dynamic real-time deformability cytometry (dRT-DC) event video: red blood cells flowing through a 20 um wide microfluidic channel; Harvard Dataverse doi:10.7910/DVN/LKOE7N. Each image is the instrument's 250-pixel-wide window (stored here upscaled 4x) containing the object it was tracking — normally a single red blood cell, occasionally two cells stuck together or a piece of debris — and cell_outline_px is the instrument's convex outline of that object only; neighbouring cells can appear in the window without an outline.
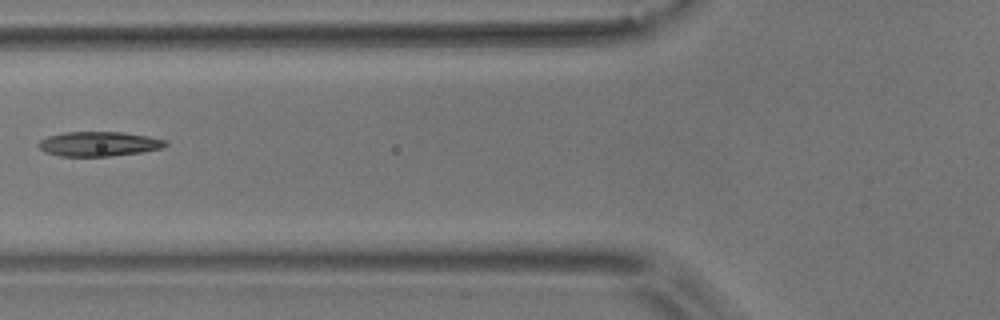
{"species": "common noctule bat (a hibernating species)", "species_latin": "Nyctalus noctula", "temperature_condition": "room temperature", "stored_images_in_passage": 5, "camera_frame_rate_fps": 3000, "um_per_image_px": 0.085, "animal": {"sex": "male", "body_mass_g": 17.9}, "frame": {"image": 1, "passage_image": 4, "time_ms": 3.667, "image_size_px": [1000, 320], "cell_outline_px": [[168, 144], [164, 148], [144, 152], [112, 156], [60, 156], [44, 152], [36, 144], [40, 140], [48, 136], [64, 132], [124, 132], [148, 136], [164, 140]], "centroid_in_image_um": [8.4, 12.23], "position_along_channel_um": 117.4, "area_um2": 18.38}}
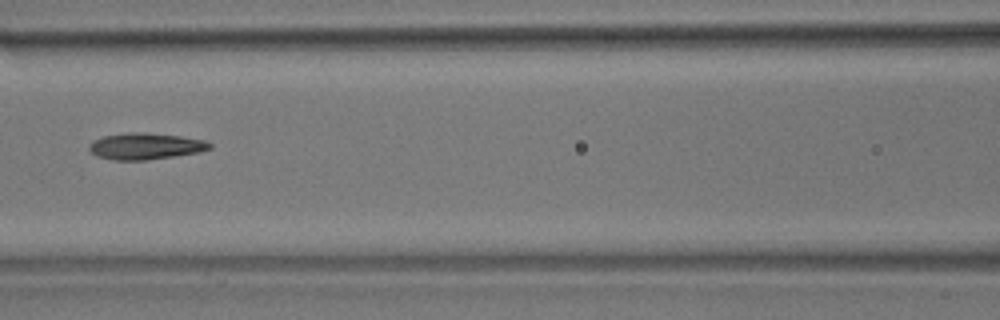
{"frame": {"image": 2, "passage_image": 5, "time_ms": 4.667, "image_size_px": [1000, 320], "cell_outline_px": [[212, 148], [200, 152], [144, 160], [112, 160], [96, 156], [88, 148], [88, 144], [92, 140], [104, 136], [128, 132], [144, 132], [180, 136], [204, 140], [212, 144]], "centroid_in_image_um": [12.33, 12.42], "position_along_channel_um": 154.3, "area_um2": 18.61}}